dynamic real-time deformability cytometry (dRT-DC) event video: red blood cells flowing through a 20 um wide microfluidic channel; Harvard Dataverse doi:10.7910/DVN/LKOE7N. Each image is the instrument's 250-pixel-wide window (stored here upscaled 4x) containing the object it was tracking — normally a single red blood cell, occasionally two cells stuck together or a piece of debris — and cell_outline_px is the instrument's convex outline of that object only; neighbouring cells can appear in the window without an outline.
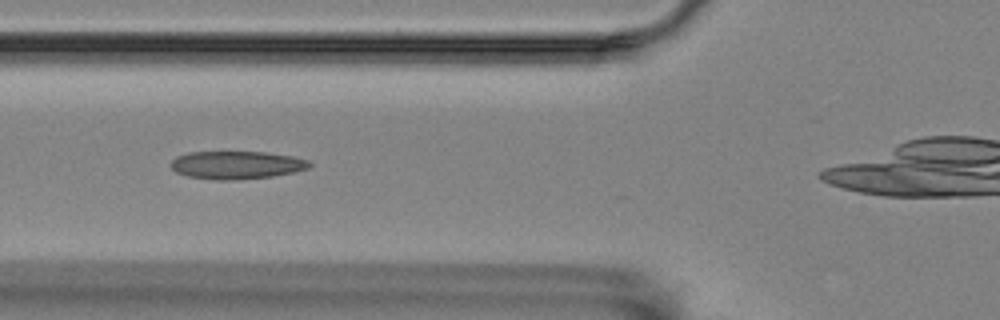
{"species": "Egyptian fruit bat (a non-hibernating species)", "species_latin": "Rousettus aegyptiacus", "temperature_condition": "room temperature", "stored_images_in_passage": 40, "camera_frame_rate_fps": 3000, "um_per_image_px": 0.085, "animal": {"sex": "female"}, "frame": {"image": 1, "passage_image": 15, "time_ms": 4.667, "image_size_px": [1000, 320], "cell_outline_px": [[312, 164], [308, 168], [292, 172], [272, 176], [236, 180], [216, 180], [188, 176], [176, 172], [172, 168], [172, 160], [176, 156], [188, 152], [264, 152], [292, 156], [308, 160]], "centroid_in_image_um": [20.1, 14.02], "position_along_channel_um": 105.7, "area_um2": 22.43}}
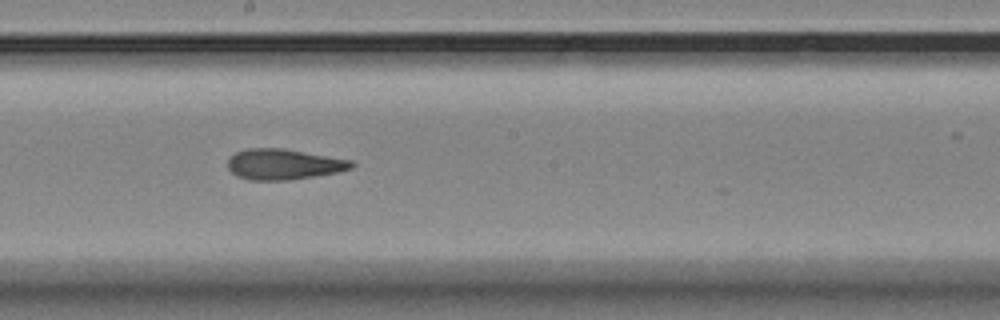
{"frame": {"image": 2, "passage_image": 25, "time_ms": 8.0, "image_size_px": [1000, 320], "cell_outline_px": [[356, 164], [352, 168], [336, 172], [288, 180], [248, 180], [236, 176], [228, 168], [228, 160], [236, 152], [248, 148], [280, 148], [352, 160]], "centroid_in_image_um": [24.09, 13.96], "position_along_channel_um": 224.1, "area_um2": 21.85}}
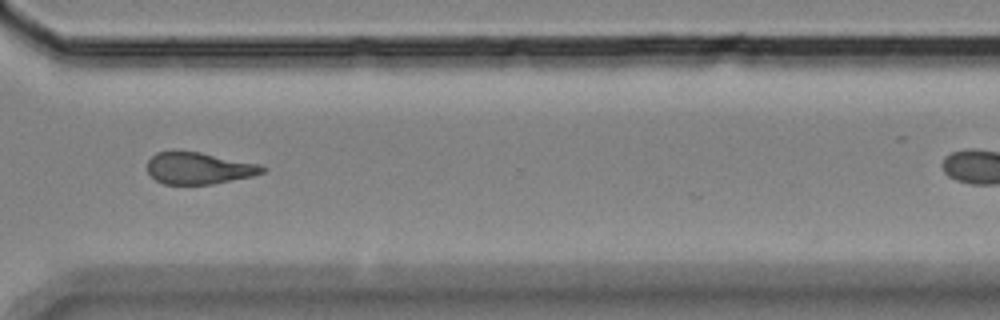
{"frame": {"image": 3, "passage_image": 36, "time_ms": 11.667, "image_size_px": [1000, 320], "cell_outline_px": [[268, 168], [264, 172], [252, 176], [212, 184], [164, 184], [156, 180], [148, 172], [148, 160], [156, 152], [172, 148], [200, 152], [260, 164]], "centroid_in_image_um": [16.87, 14.26], "position_along_channel_um": 353.7, "area_um2": 21.73}}